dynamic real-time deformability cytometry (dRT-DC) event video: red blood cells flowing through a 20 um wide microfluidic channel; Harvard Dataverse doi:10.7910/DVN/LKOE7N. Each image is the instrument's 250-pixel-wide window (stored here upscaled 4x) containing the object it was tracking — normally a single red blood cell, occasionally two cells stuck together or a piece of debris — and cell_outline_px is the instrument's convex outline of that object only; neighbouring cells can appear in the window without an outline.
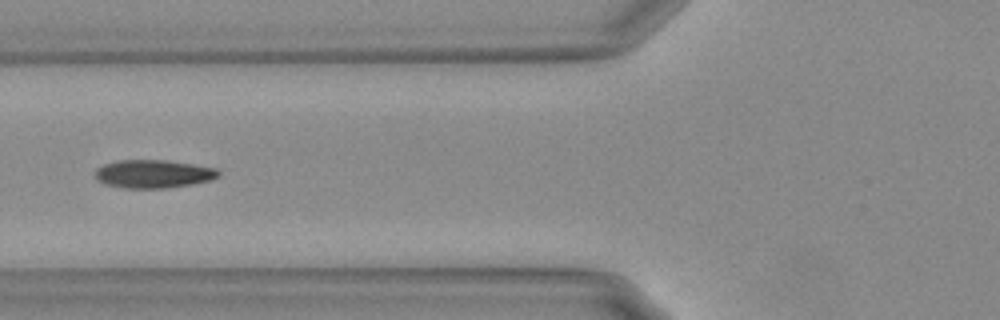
{"species": "Egyptian fruit bat (a non-hibernating species)", "species_latin": "Rousettus aegyptiacus", "temperature_condition": "warm", "stored_images_in_passage": 27, "camera_frame_rate_fps": 3000, "um_per_image_px": 0.085, "animal": {"sex": "female"}, "frame": {"image": 1, "passage_image": 8, "time_ms": 2.333, "image_size_px": [1000, 320], "cell_outline_px": [[220, 172], [216, 176], [208, 180], [192, 184], [164, 188], [128, 188], [108, 184], [96, 180], [96, 168], [104, 164], [116, 160], [164, 160], [192, 164], [216, 168]], "centroid_in_image_um": [13.0, 14.77], "position_along_channel_um": 112.8, "area_um2": 19.94}}